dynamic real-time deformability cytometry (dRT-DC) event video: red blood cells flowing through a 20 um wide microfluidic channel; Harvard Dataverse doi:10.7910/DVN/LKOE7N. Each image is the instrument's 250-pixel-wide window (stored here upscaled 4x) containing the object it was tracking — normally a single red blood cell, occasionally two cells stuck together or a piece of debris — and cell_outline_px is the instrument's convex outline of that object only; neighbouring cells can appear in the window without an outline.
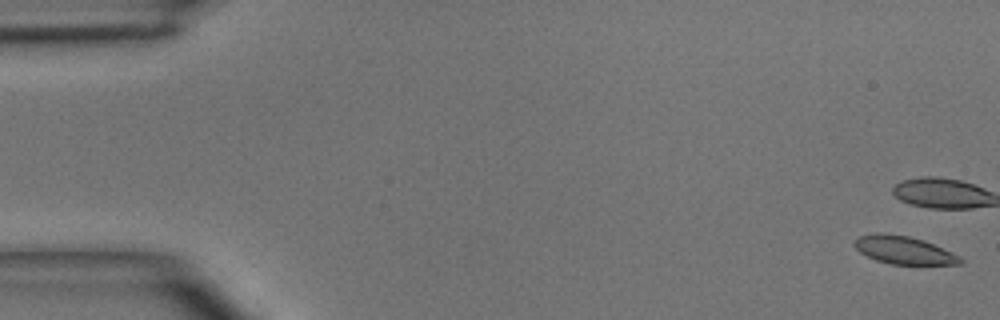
{"species": "common noctule bat (a hibernating species)", "species_latin": "Nyctalus noctula", "temperature_condition": "room temperature", "stored_images_in_passage": 6, "camera_frame_rate_fps": 3000, "um_per_image_px": 0.085, "animal": {"sex": "male", "body_mass_g": 15.6}, "frame": {"image": 1, "passage_image": 1, "time_ms": 0.0, "image_size_px": [1000, 320], "cell_outline_px": [[964, 260], [960, 264], [892, 264], [876, 260], [860, 252], [852, 244], [860, 236], [876, 232], [880, 232], [908, 236], [924, 240], [960, 256]], "centroid_in_image_um": [76.82, 21.25], "position_along_channel_um": 8.2, "area_um2": 17.05}}